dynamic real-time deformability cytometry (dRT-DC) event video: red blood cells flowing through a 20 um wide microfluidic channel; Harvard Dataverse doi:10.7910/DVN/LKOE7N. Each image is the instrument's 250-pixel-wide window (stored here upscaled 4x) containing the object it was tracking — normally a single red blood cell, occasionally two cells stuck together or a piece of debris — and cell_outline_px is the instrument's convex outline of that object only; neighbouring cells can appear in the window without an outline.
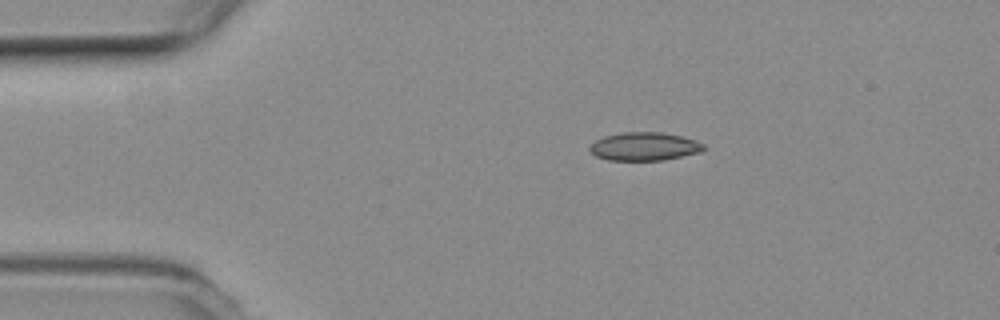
{"species": "common noctule bat (a hibernating species)", "species_latin": "Nyctalus noctula", "temperature_condition": "room temperature", "stored_images_in_passage": 8, "camera_frame_rate_fps": 3000, "um_per_image_px": 0.085, "animal": {"sex": "female", "body_mass_g": 19.3, "forearm_length_mm": 54.1}, "frame": {"image": 1, "passage_image": 2, "time_ms": 0.333, "image_size_px": [1000, 320], "cell_outline_px": [[704, 148], [700, 152], [664, 160], [608, 160], [596, 156], [588, 148], [596, 140], [604, 136], [624, 132], [660, 132], [680, 136], [696, 140], [704, 144]], "centroid_in_image_um": [54.77, 12.45], "position_along_channel_um": 30.2, "area_um2": 18.61}}
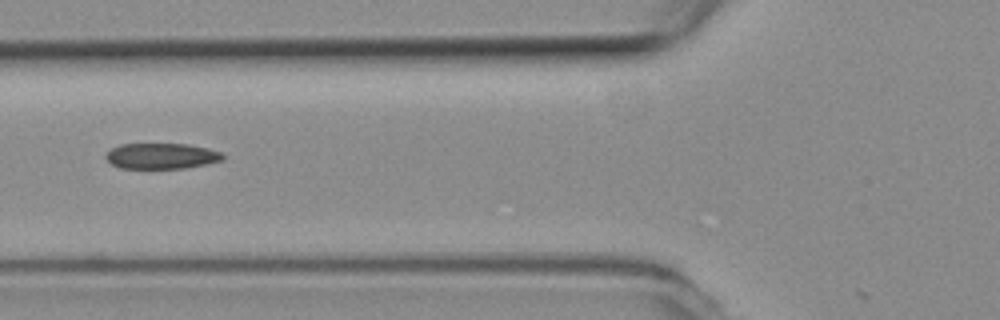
{"frame": {"image": 2, "passage_image": 5, "time_ms": 1.333, "image_size_px": [1000, 320], "cell_outline_px": [[224, 160], [208, 164], [188, 168], [120, 168], [112, 164], [104, 156], [112, 148], [120, 144], [188, 144], [208, 148], [224, 152]], "centroid_in_image_um": [13.79, 13.26], "position_along_channel_um": 112.0, "area_um2": 17.69}}
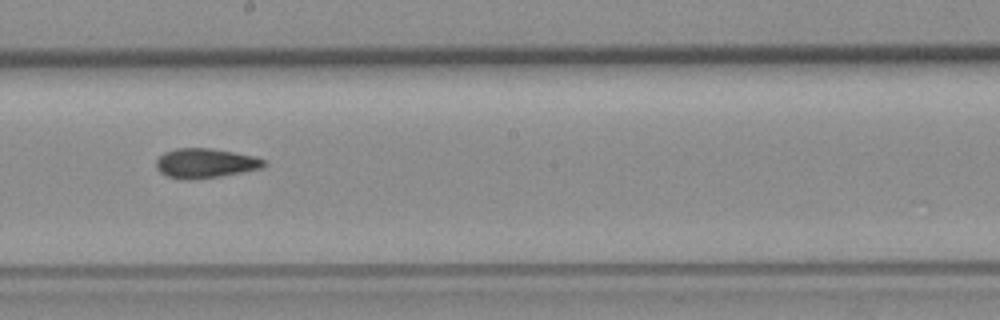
{"frame": {"image": 3, "passage_image": 8, "time_ms": 2.333, "image_size_px": [1000, 320], "cell_outline_px": [[268, 164], [264, 168], [220, 176], [192, 180], [180, 180], [168, 176], [160, 172], [156, 168], [156, 160], [164, 152], [176, 148], [212, 148], [256, 156], [268, 160]], "centroid_in_image_um": [17.5, 13.87], "position_along_channel_um": 230.7, "area_um2": 18.96}}